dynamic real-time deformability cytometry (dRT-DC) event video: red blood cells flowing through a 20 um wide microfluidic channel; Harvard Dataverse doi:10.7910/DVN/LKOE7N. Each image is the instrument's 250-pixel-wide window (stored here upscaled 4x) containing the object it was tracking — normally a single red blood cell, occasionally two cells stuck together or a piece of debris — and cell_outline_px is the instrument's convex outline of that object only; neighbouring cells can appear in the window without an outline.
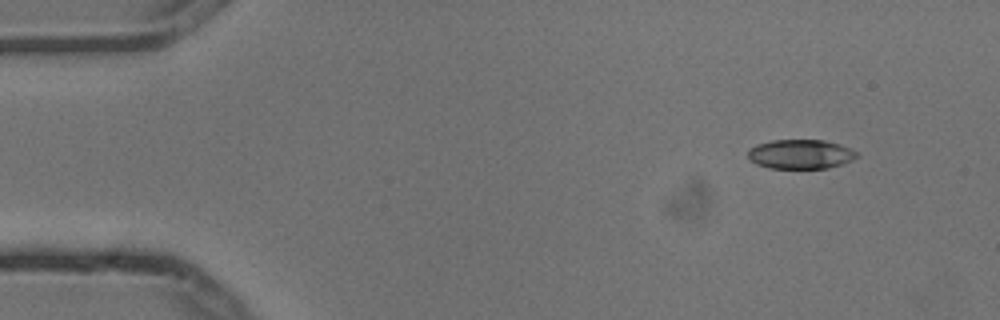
{"species": "common noctule bat (a hibernating species)", "species_latin": "Nyctalus noctula", "temperature_condition": "cold", "stored_images_in_passage": 5, "segment_of_instrument_passage": [1, 2], "camera_frame_rate_fps": 3000, "um_per_image_px": 0.085, "animal": {"sex": "male", "body_mass_g": 13.3}, "frame": {"image": 1, "passage_image": 1, "time_ms": 0.0, "image_size_px": [1000, 320], "cell_outline_px": [[860, 156], [852, 160], [828, 168], [768, 168], [756, 164], [748, 156], [748, 148], [756, 144], [772, 140], [824, 140], [840, 144], [856, 152]], "centroid_in_image_um": [68.03, 13.1], "position_along_channel_um": 17.0, "area_um2": 18.61}}